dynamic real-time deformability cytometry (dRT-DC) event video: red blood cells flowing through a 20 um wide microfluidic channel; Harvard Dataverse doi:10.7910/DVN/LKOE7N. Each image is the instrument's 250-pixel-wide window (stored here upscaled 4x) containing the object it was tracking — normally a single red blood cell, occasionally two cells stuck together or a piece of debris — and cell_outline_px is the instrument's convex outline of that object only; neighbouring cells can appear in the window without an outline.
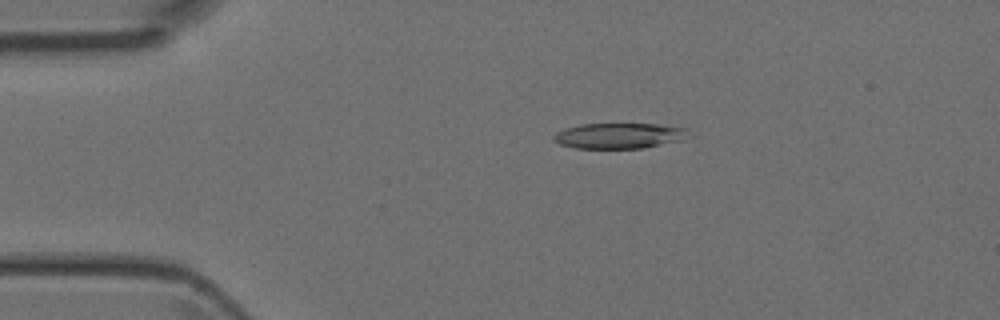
{"species": "Egyptian fruit bat (a non-hibernating species)", "species_latin": "Rousettus aegyptiacus", "temperature_condition": "room temperature", "stored_images_in_passage": 42, "camera_frame_rate_fps": 3000, "um_per_image_px": 0.085, "animal": {"sex": "female"}, "frame": {"image": 1, "passage_image": 4, "time_ms": 1.0, "image_size_px": [1000, 320], "cell_outline_px": [[684, 128], [680, 140], [644, 148], [576, 148], [560, 144], [552, 140], [552, 136], [556, 132], [564, 128], [580, 124], [656, 124]], "centroid_in_image_um": [52.46, 11.54], "position_along_channel_um": 32.5, "area_um2": 19.59}}
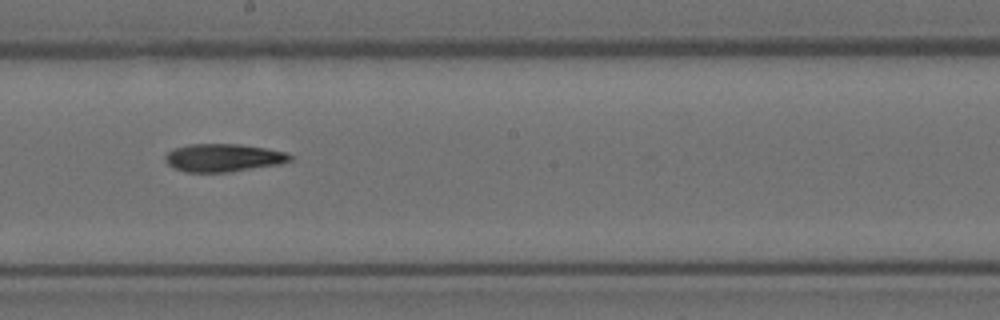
{"frame": {"image": 2, "passage_image": 21, "time_ms": 6.667, "image_size_px": [1000, 320], "cell_outline_px": [[292, 160], [280, 164], [228, 172], [184, 172], [172, 168], [164, 160], [164, 156], [168, 152], [176, 148], [188, 144], [240, 144], [288, 152], [292, 156]], "centroid_in_image_um": [18.97, 13.41], "position_along_channel_um": 229.2, "area_um2": 20.4}}
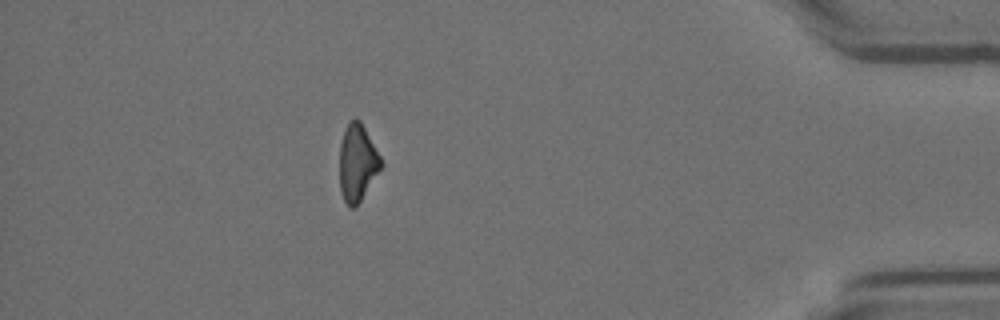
{"frame": {"image": 3, "passage_image": 37, "time_ms": 12.0, "image_size_px": [1000, 320], "cell_outline_px": [[384, 164], [356, 208], [348, 208], [340, 192], [340, 144], [344, 128], [348, 120], [356, 116], [360, 120], [380, 156]], "centroid_in_image_um": [30.37, 13.83], "position_along_channel_um": 404.8, "area_um2": 18.9}}